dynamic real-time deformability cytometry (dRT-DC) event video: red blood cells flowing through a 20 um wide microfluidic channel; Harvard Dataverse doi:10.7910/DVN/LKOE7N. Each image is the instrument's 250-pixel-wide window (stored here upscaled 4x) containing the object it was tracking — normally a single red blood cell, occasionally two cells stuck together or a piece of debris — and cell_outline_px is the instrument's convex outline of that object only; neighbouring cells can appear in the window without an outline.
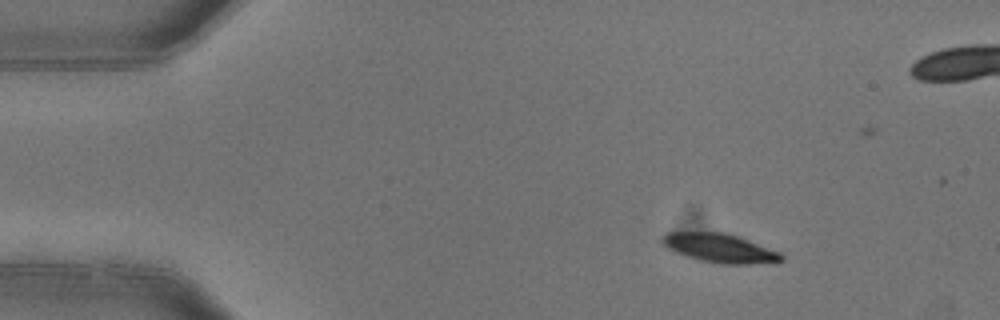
{"species": "common noctule bat (a hibernating species)", "species_latin": "Nyctalus noctula", "temperature_condition": "warm", "stored_images_in_passage": 5, "camera_frame_rate_fps": 3000, "um_per_image_px": 0.085, "animal": {"sex": "female"}, "frame": {"image": 1, "passage_image": 3, "time_ms": 0.667, "image_size_px": [1000, 320], "cell_outline_px": [[784, 260], [748, 264], [720, 264], [696, 260], [684, 256], [660, 244], [660, 236], [668, 232], [724, 232], [740, 236], [780, 252], [784, 256]], "centroid_in_image_um": [61.13, 21.08], "position_along_channel_um": 23.9, "area_um2": 20.4}}